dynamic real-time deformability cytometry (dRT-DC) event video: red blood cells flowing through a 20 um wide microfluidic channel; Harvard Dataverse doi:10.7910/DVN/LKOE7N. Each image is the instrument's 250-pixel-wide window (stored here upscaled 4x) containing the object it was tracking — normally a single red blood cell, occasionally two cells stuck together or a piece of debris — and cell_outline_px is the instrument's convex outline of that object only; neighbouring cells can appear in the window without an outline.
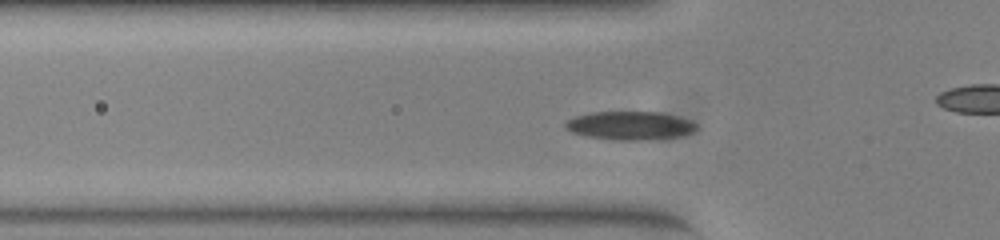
{"species": "common noctule bat (a hibernating species)", "species_latin": "Nyctalus noctula", "temperature_condition": "warm", "stored_images_in_passage": 51, "camera_frame_rate_fps": 3000, "um_per_image_px": 0.085, "animal": {"sex": "female", "body_mass_g": 23.0, "forearm_length_mm": 53.4}, "frame": {"image": 1, "passage_image": 14, "time_ms": 4.333, "image_size_px": [1000, 240], "cell_outline_px": [[696, 128], [692, 132], [676, 136], [648, 140], [616, 140], [588, 136], [572, 132], [564, 128], [564, 124], [568, 120], [576, 116], [592, 112], [660, 112], [676, 116], [688, 120], [696, 124]], "centroid_in_image_um": [53.51, 10.67], "position_along_channel_um": 72.3, "area_um2": 21.44}}
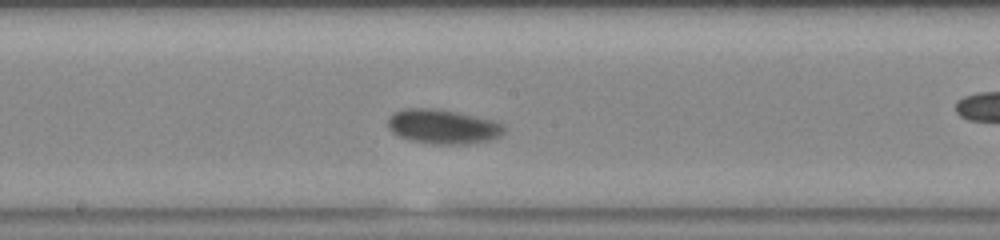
{"frame": {"image": 2, "passage_image": 25, "time_ms": 8.0, "image_size_px": [1000, 240], "cell_outline_px": [[504, 132], [500, 136], [488, 140], [468, 144], [432, 144], [412, 140], [400, 136], [392, 132], [388, 128], [388, 116], [404, 108], [440, 108], [492, 120], [504, 124]], "centroid_in_image_um": [37.64, 10.75], "position_along_channel_um": 210.6, "area_um2": 23.35}}
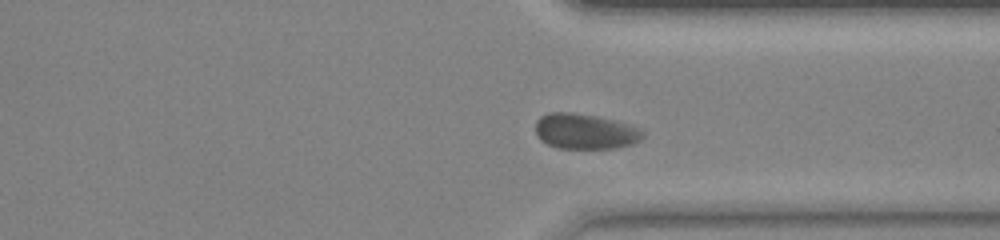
{"frame": {"image": 3, "passage_image": 37, "time_ms": 12.0, "image_size_px": [1000, 240], "cell_outline_px": [[644, 136], [640, 140], [632, 144], [616, 148], [556, 148], [540, 140], [536, 132], [536, 120], [540, 116], [548, 112], [572, 112], [596, 116], [628, 124], [640, 128], [644, 132]], "centroid_in_image_um": [49.72, 11.16], "position_along_channel_um": 361.7, "area_um2": 22.2}, "authors_computed_cell_mechanics": {"area_um2": 22.0218, "velocity_mm_per_s": 3.7681, "shape_relaxation_time_tau1_ms": null, "shape_relaxation_time_tau2_ms": 1.5707, "deformation_change_tau1": null, "deformation_change_tau2": 0.0359}}